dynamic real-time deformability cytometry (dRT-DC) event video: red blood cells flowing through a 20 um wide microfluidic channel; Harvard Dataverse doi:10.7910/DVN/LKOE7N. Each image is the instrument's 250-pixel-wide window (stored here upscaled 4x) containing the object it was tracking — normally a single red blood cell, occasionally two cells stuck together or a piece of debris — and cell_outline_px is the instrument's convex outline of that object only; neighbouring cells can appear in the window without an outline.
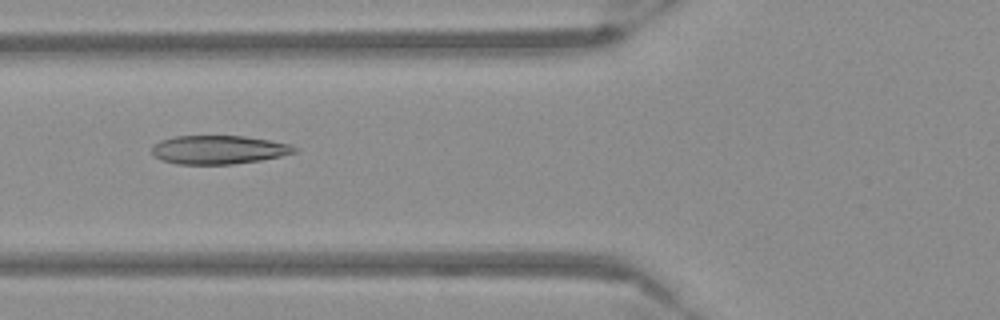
{"species": "Egyptian fruit bat (a non-hibernating species)", "species_latin": "Rousettus aegyptiacus", "temperature_condition": "warm", "stored_images_in_passage": 54, "camera_frame_rate_fps": 3000, "um_per_image_px": 0.085, "frame": {"image": 1, "passage_image": 21, "time_ms": 6.667, "image_size_px": [1000, 320], "cell_outline_px": [[296, 152], [280, 156], [260, 160], [232, 164], [176, 164], [160, 160], [152, 152], [152, 144], [160, 140], [176, 136], [244, 136], [292, 144], [296, 148]], "centroid_in_image_um": [18.55, 12.72], "position_along_channel_um": 107.2, "area_um2": 23.76}}
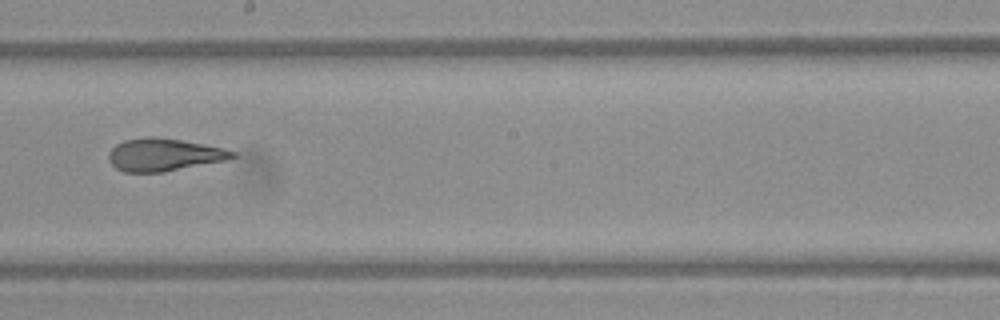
{"frame": {"image": 2, "passage_image": 31, "time_ms": 10.0, "image_size_px": [1000, 320], "cell_outline_px": [[236, 156], [224, 160], [164, 172], [124, 172], [116, 168], [108, 160], [108, 152], [116, 144], [124, 140], [148, 136], [156, 136], [204, 144], [224, 148], [236, 152]], "centroid_in_image_um": [13.89, 13.14], "position_along_channel_um": 234.3, "area_um2": 23.47}}
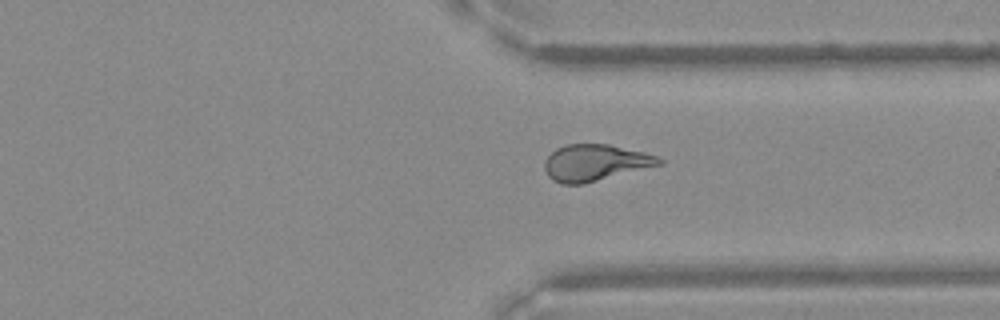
{"frame": {"image": 3, "passage_image": 41, "time_ms": 13.333, "image_size_px": [1000, 320], "cell_outline_px": [[664, 164], [584, 184], [560, 184], [552, 180], [548, 176], [544, 168], [544, 160], [556, 148], [564, 144], [608, 144], [644, 152], [656, 156], [664, 160]], "centroid_in_image_um": [50.58, 13.83], "position_along_channel_um": 360.8, "area_um2": 24.57}}